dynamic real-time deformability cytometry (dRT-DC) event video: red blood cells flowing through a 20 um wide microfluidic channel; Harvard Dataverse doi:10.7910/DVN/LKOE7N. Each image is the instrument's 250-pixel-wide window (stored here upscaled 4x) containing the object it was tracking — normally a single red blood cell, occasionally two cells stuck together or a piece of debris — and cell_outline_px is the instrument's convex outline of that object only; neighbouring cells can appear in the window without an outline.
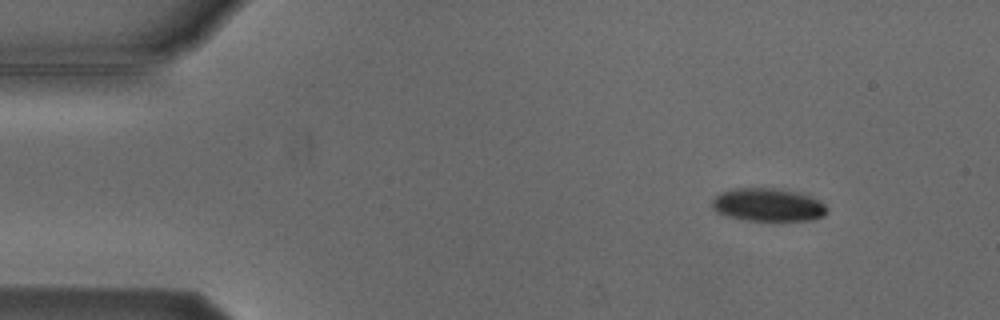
{"species": "Egyptian fruit bat (a non-hibernating species)", "species_latin": "Rousettus aegyptiacus", "temperature_condition": "cold", "stored_images_in_passage": 8, "camera_frame_rate_fps": 3000, "um_per_image_px": 0.085, "animal": {"sex": "male"}, "frame": {"image": 1, "passage_image": 1, "time_ms": 0.0, "image_size_px": [1000, 320], "cell_outline_px": [[828, 212], [824, 216], [808, 220], [744, 220], [728, 216], [716, 212], [712, 208], [712, 200], [720, 192], [736, 188], [776, 188], [796, 192], [820, 200], [828, 208]], "centroid_in_image_um": [65.27, 17.41], "position_along_channel_um": 19.7, "area_um2": 22.08}}
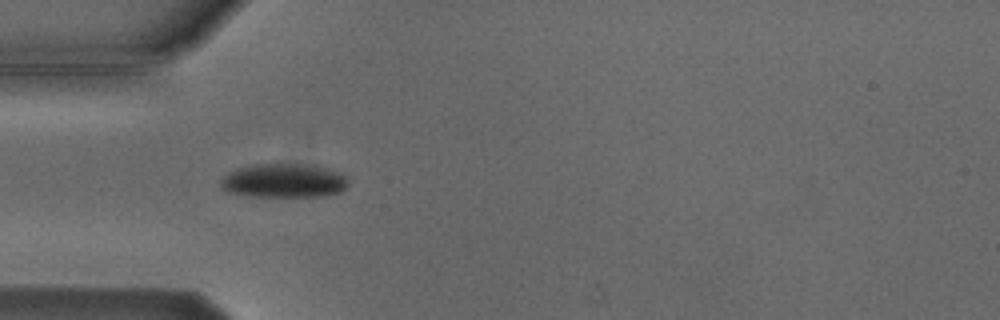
{"frame": {"image": 2, "passage_image": 4, "time_ms": 3.333, "image_size_px": [1000, 320], "cell_outline_px": [[348, 184], [340, 192], [324, 196], [244, 196], [224, 192], [220, 184], [220, 180], [224, 176], [240, 168], [256, 164], [300, 164], [328, 168], [340, 172], [348, 180]], "centroid_in_image_um": [24.11, 15.37], "position_along_channel_um": 60.9, "area_um2": 25.2}}
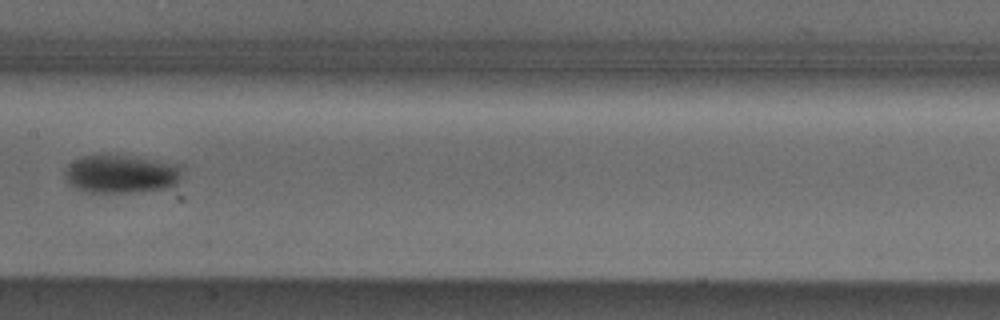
{"frame": {"image": 3, "passage_image": 7, "time_ms": 7.0, "image_size_px": [1000, 320], "cell_outline_px": [[184, 164], [180, 176], [176, 184], [168, 188], [128, 192], [84, 192], [68, 184], [64, 176], [64, 172], [68, 164], [84, 156], [124, 156]], "centroid_in_image_um": [10.3, 14.8], "position_along_channel_um": 197.1, "area_um2": 25.95}}